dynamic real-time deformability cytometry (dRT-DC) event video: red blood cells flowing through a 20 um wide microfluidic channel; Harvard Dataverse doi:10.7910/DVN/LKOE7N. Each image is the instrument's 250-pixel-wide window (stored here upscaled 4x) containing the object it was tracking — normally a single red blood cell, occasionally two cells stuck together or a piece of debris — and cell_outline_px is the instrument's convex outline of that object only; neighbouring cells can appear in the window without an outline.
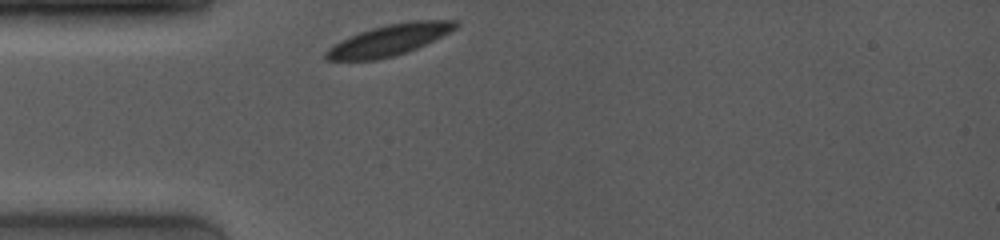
{"species": "common noctule bat (a hibernating species)", "species_latin": "Nyctalus noctula", "temperature_condition": "room temperature", "stored_images_in_passage": 39, "camera_frame_rate_fps": 4000, "um_per_image_px": 0.085, "animal": {"sex": "female", "body_mass_g": 19.0, "forearm_length_mm": 53.3}, "frame": {"image": 1, "passage_image": 1, "time_ms": 0.0, "image_size_px": [1000, 240], "cell_outline_px": [[460, 24], [456, 28], [416, 48], [392, 56], [376, 60], [328, 60], [324, 56], [324, 52], [328, 48], [340, 40], [360, 32], [372, 28], [388, 24], [412, 20], [456, 20]], "centroid_in_image_um": [33.05, 3.39], "position_along_channel_um": 52.0, "area_um2": 23.06}}
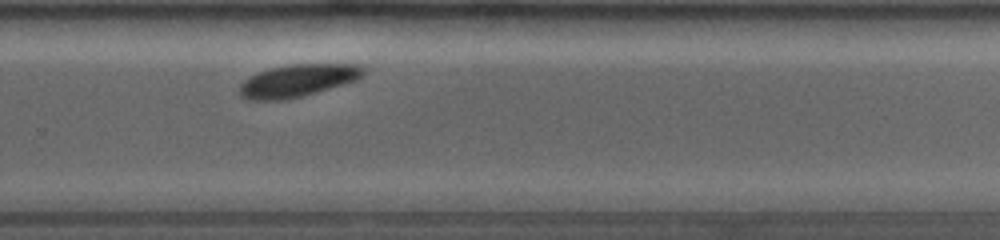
{"frame": {"image": 2, "passage_image": 28, "time_ms": 6.75, "image_size_px": [1000, 240], "cell_outline_px": [[368, 72], [364, 76], [356, 80], [344, 84], [300, 96], [284, 100], [248, 100], [240, 96], [240, 84], [244, 80], [260, 72], [272, 68], [288, 64], [356, 64], [364, 68]], "centroid_in_image_um": [25.34, 6.84], "position_along_channel_um": 304.5, "area_um2": 23.24}}
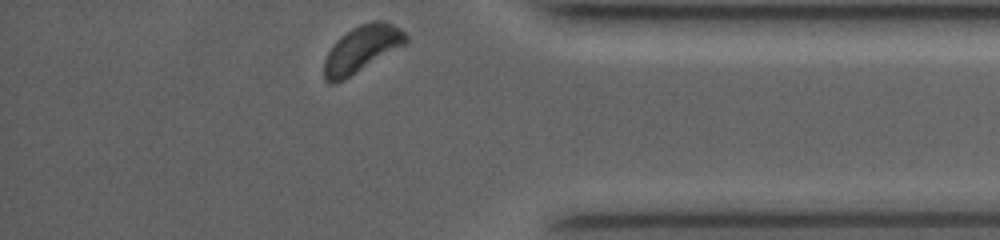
{"frame": {"image": 3, "passage_image": 39, "time_ms": 9.5, "image_size_px": [1000, 240], "cell_outline_px": [[408, 40], [404, 44], [344, 80], [332, 84], [328, 84], [324, 80], [324, 60], [328, 52], [336, 40], [340, 36], [352, 28], [360, 24], [372, 20], [384, 20], [400, 28], [408, 36]], "centroid_in_image_um": [30.71, 4.15], "position_along_channel_um": 404.5, "area_um2": 22.08}, "authors_computed_cell_mechanics": {"area_um2": 23.5824, "velocity_mm_per_s": 3.8822, "shape_relaxation_time_tau1_ms": 1.833, "shape_relaxation_time_tau2_ms": null, "deformation_change_tau1": 0.0817, "deformation_change_tau2": null}}